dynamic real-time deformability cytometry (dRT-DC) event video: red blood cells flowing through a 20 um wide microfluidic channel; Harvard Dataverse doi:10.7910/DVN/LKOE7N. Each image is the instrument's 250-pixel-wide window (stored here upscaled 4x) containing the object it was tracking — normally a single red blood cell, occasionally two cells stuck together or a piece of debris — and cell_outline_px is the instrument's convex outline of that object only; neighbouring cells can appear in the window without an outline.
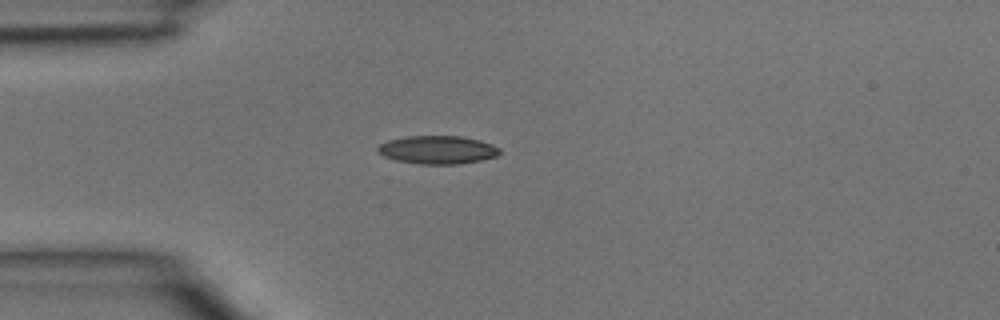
{"species": "common noctule bat (a hibernating species)", "species_latin": "Nyctalus noctula", "temperature_condition": "room temperature", "stored_images_in_passage": 3, "camera_frame_rate_fps": 3000, "um_per_image_px": 0.085, "animal": {"sex": "male", "body_mass_g": 15.6}, "frame": {"image": 1, "passage_image": 3, "time_ms": 0.667, "image_size_px": [1000, 320], "cell_outline_px": [[500, 152], [496, 156], [480, 160], [460, 164], [420, 164], [396, 160], [384, 156], [376, 152], [376, 148], [380, 144], [388, 140], [404, 136], [460, 136], [480, 140], [492, 144], [500, 148]], "centroid_in_image_um": [37.17, 12.73], "position_along_channel_um": 47.8, "area_um2": 20.11}}